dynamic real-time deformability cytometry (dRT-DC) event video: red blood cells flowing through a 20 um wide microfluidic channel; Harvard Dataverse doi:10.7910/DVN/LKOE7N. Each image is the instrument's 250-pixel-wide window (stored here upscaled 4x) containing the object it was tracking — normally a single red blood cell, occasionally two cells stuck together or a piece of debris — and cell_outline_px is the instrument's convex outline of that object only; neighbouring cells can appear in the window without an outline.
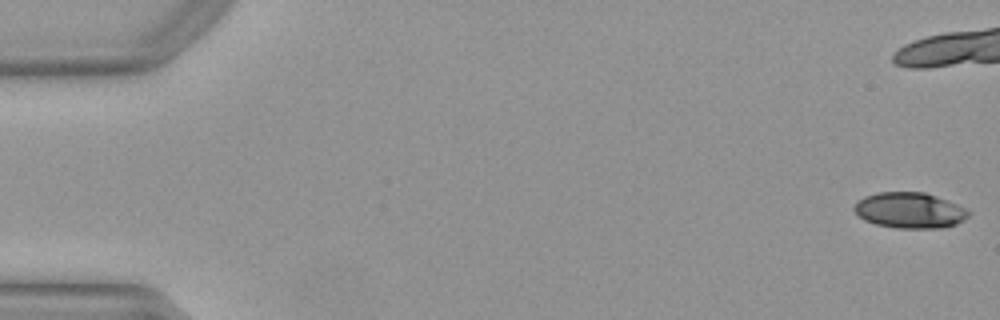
{"species": "Egyptian fruit bat (a non-hibernating species)", "species_latin": "Rousettus aegyptiacus", "temperature_condition": "warm", "stored_images_in_passage": 41, "camera_frame_rate_fps": 3000, "um_per_image_px": 0.085, "animal": {"sex": "female"}, "frame": {"image": 1, "passage_image": 1, "time_ms": 0.0, "image_size_px": [1000, 320], "cell_outline_px": [[972, 212], [964, 220], [956, 224], [944, 228], [896, 228], [876, 224], [864, 220], [852, 208], [864, 196], [880, 192], [924, 192], [936, 196], [968, 208]], "centroid_in_image_um": [77.37, 17.88], "position_along_channel_um": 7.6, "area_um2": 23.87}}
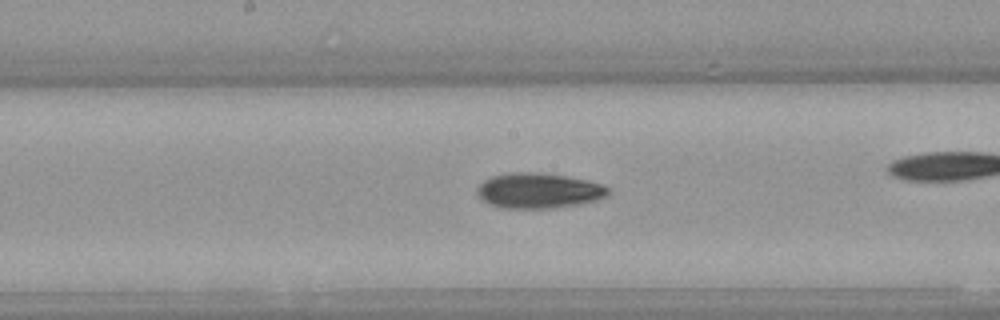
{"frame": {"image": 2, "passage_image": 27, "time_ms": 8.667, "image_size_px": [1000, 320], "cell_outline_px": [[608, 196], [596, 200], [576, 204], [552, 208], [500, 208], [488, 204], [476, 192], [476, 188], [484, 180], [492, 176], [508, 172], [536, 172], [564, 176], [588, 180], [600, 184], [608, 188]], "centroid_in_image_um": [45.74, 16.2], "position_along_channel_um": 202.5, "area_um2": 26.82}}
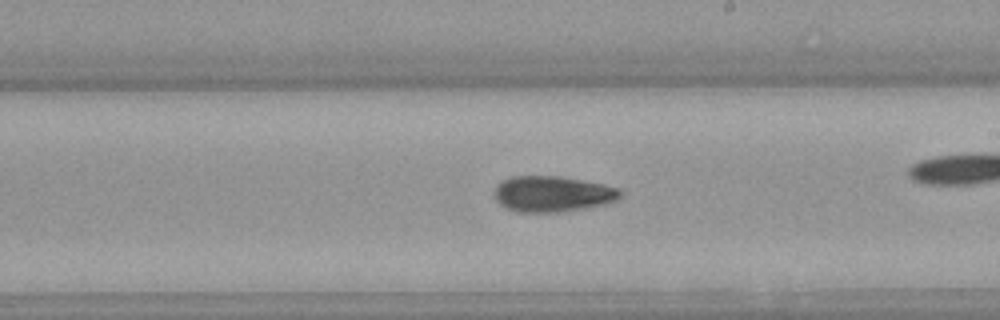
{"frame": {"image": 3, "passage_image": 30, "time_ms": 9.667, "image_size_px": [1000, 320], "cell_outline_px": [[624, 192], [620, 200], [608, 204], [588, 208], [560, 212], [516, 212], [504, 208], [496, 200], [496, 184], [512, 176], [560, 176], [604, 184], [620, 188]], "centroid_in_image_um": [47.04, 16.49], "position_along_channel_um": 242.0, "area_um2": 26.76}}